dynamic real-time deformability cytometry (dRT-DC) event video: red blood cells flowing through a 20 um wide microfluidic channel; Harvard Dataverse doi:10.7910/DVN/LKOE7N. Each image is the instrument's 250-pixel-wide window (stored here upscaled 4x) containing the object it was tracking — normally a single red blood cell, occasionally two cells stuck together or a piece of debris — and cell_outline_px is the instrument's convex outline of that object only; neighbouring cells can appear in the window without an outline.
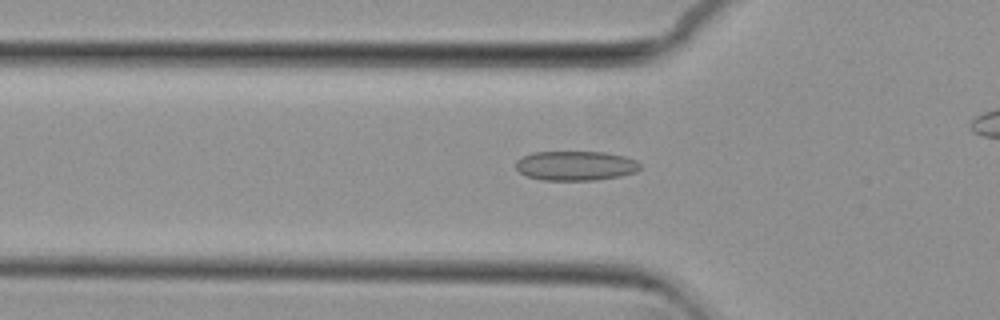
{"species": "common noctule bat (a hibernating species)", "species_latin": "Nyctalus noctula", "temperature_condition": "cold", "stored_images_in_passage": 36, "camera_frame_rate_fps": 3000, "um_per_image_px": 0.085, "animal": {"sex": "female", "body_mass_g": 29.2, "forearm_length_mm": 56.3}, "frame": {"image": 1, "passage_image": 18, "time_ms": 5.667, "image_size_px": [1000, 320], "cell_outline_px": [[640, 168], [636, 172], [620, 176], [596, 180], [540, 180], [524, 176], [516, 168], [516, 160], [532, 152], [604, 152], [624, 156], [636, 160], [640, 164]], "centroid_in_image_um": [48.91, 14.09], "position_along_channel_um": 76.9, "area_um2": 21.5}}
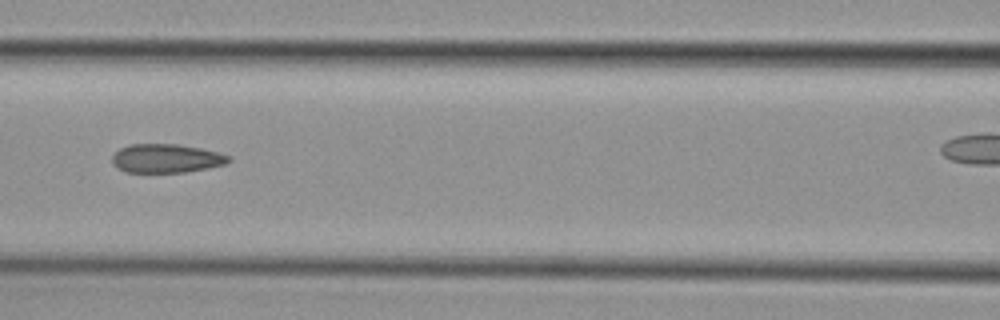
{"frame": {"image": 2, "passage_image": 24, "time_ms": 7.667, "image_size_px": [1000, 320], "cell_outline_px": [[232, 160], [224, 164], [208, 168], [184, 172], [124, 172], [116, 168], [112, 164], [112, 156], [120, 148], [128, 144], [176, 144], [200, 148], [216, 152], [228, 156]], "centroid_in_image_um": [14.07, 13.46], "position_along_channel_um": 152.5, "area_um2": 19.48}}
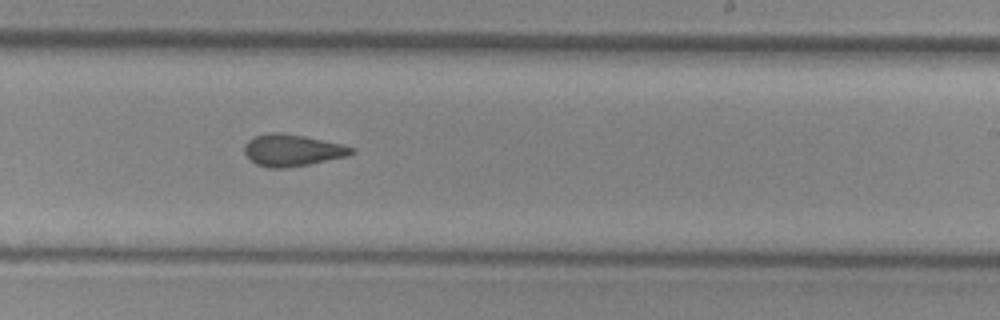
{"frame": {"image": 3, "passage_image": 33, "time_ms": 10.667, "image_size_px": [1000, 320], "cell_outline_px": [[356, 152], [348, 156], [308, 164], [284, 168], [268, 168], [256, 164], [244, 152], [244, 144], [248, 140], [256, 136], [268, 132], [280, 132], [304, 136], [340, 144], [356, 148]], "centroid_in_image_um": [24.84, 12.77], "position_along_channel_um": 264.2, "area_um2": 19.77}}